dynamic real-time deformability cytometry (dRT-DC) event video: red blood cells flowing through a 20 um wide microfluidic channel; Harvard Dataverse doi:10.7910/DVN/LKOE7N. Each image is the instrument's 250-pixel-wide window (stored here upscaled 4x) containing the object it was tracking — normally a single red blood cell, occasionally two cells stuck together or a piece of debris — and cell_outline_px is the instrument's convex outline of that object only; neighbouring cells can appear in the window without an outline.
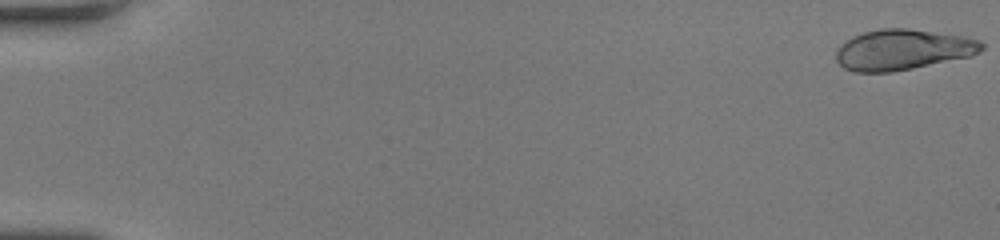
{"species": "human", "species_latin": "Homo sapiens", "temperature_condition": "room temperature", "stored_images_in_passage": 56, "camera_frame_rate_fps": 3000, "um_per_image_px": 0.085, "donor": {"sex": "female"}, "frame": {"image": 1, "passage_image": 1, "time_ms": 0.0, "image_size_px": [1000, 240], "cell_outline_px": [[984, 48], [980, 52], [972, 56], [892, 72], [856, 72], [844, 68], [836, 60], [836, 48], [840, 44], [852, 36], [864, 32], [880, 28], [908, 28], [968, 36], [980, 40], [984, 44]], "centroid_in_image_um": [76.75, 4.21], "position_along_channel_um": 8.2, "area_um2": 34.8}}
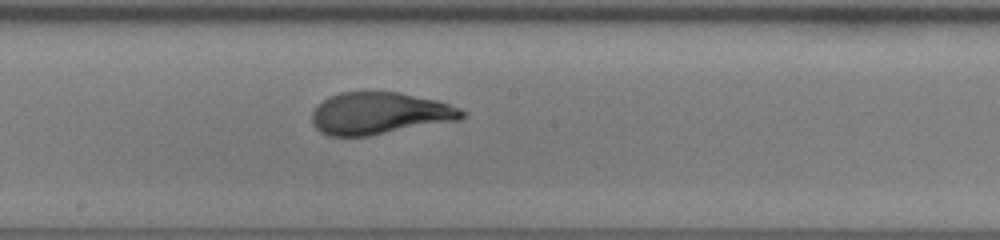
{"frame": {"image": 2, "passage_image": 32, "time_ms": 10.333, "image_size_px": [1000, 240], "cell_outline_px": [[468, 112], [460, 120], [368, 136], [328, 136], [320, 132], [312, 124], [312, 112], [328, 96], [340, 92], [400, 92], [440, 100], [460, 108]], "centroid_in_image_um": [32.3, 9.63], "position_along_channel_um": 215.9, "area_um2": 37.05}}
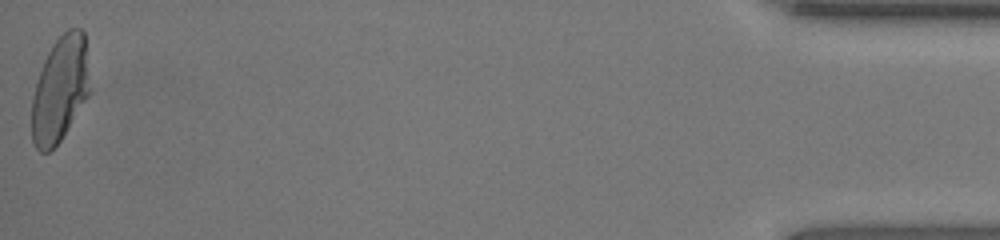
{"frame": {"image": 3, "passage_image": 56, "time_ms": 18.333, "image_size_px": [1000, 240], "cell_outline_px": [[92, 92], [60, 140], [48, 152], [40, 152], [36, 148], [32, 140], [32, 96], [44, 60], [52, 44], [68, 28], [80, 28], [84, 32], [92, 88]], "centroid_in_image_um": [5.14, 7.57], "position_along_channel_um": 430.1, "area_um2": 36.07}, "authors_computed_cell_mechanics": {"area_um2": 36.4718, "velocity_mm_per_s": 3.7911, "shape_relaxation_time_tau1_ms": 5.0678, "shape_relaxation_time_tau2_ms": null, "deformation_change_tau1": 0.2258, "deformation_change_tau2": null}}